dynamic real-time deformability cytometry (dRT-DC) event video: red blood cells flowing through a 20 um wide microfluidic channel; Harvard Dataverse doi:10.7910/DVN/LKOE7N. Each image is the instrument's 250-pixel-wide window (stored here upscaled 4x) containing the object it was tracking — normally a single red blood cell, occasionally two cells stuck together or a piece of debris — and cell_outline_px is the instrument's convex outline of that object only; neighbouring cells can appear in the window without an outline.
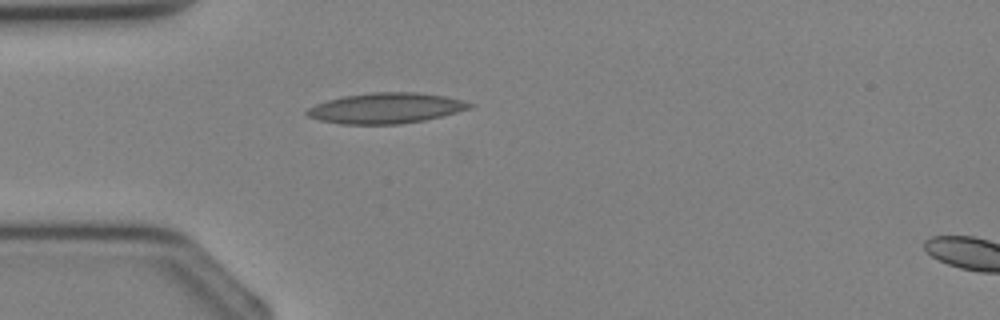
{"species": "Egyptian fruit bat (a non-hibernating species)", "species_latin": "Rousettus aegyptiacus", "temperature_condition": "cold", "stored_images_in_passage": 27, "camera_frame_rate_fps": 3000, "um_per_image_px": 0.085, "animal": {"sex": "female"}, "frame": {"image": 1, "passage_image": 1, "time_ms": 0.0, "image_size_px": [1000, 320], "cell_outline_px": [[476, 104], [472, 108], [424, 120], [400, 124], [340, 124], [320, 120], [308, 116], [304, 112], [308, 108], [316, 104], [328, 100], [344, 96], [372, 92], [416, 92], [444, 96]], "centroid_in_image_um": [32.79, 9.19], "position_along_channel_um": 52.2, "area_um2": 28.78}}
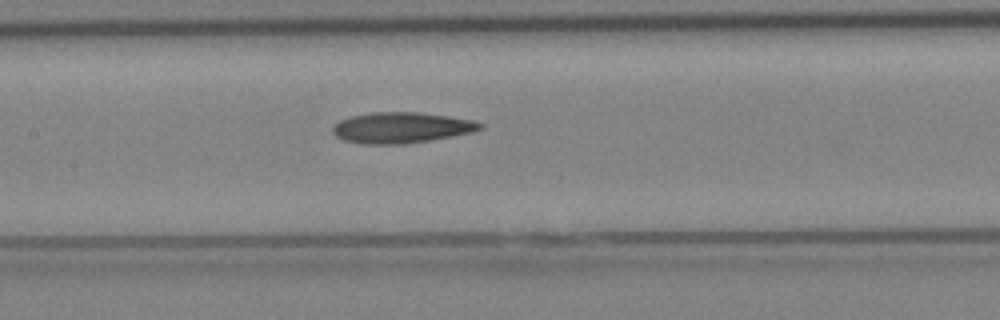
{"frame": {"image": 2, "passage_image": 8, "time_ms": 2.333, "image_size_px": [1000, 320], "cell_outline_px": [[484, 128], [472, 132], [452, 136], [404, 144], [368, 144], [344, 140], [336, 136], [332, 132], [332, 128], [340, 120], [352, 116], [372, 112], [420, 112], [448, 116], [472, 120], [484, 124]], "centroid_in_image_um": [34.13, 10.84], "position_along_channel_um": 173.3, "area_um2": 26.3}}
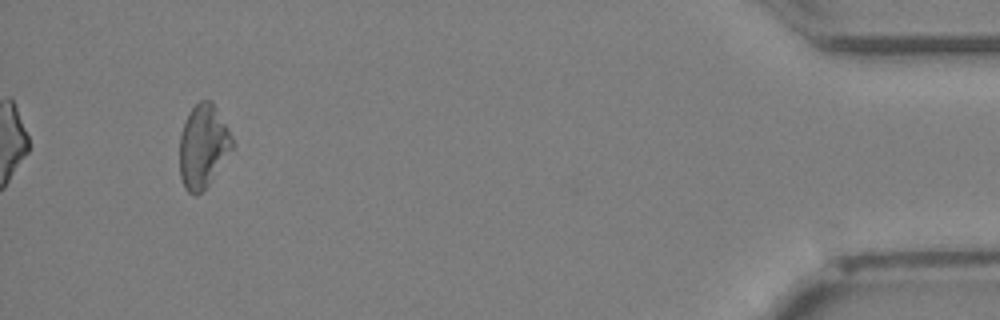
{"frame": {"image": 3, "passage_image": 25, "time_ms": 8.0, "image_size_px": [1000, 320], "cell_outline_px": [[232, 148], [208, 184], [196, 196], [188, 192], [184, 188], [180, 176], [180, 136], [184, 120], [188, 112], [200, 100], [212, 100], [228, 128], [232, 136]], "centroid_in_image_um": [17.23, 12.4], "position_along_channel_um": 418.0, "area_um2": 25.32}}